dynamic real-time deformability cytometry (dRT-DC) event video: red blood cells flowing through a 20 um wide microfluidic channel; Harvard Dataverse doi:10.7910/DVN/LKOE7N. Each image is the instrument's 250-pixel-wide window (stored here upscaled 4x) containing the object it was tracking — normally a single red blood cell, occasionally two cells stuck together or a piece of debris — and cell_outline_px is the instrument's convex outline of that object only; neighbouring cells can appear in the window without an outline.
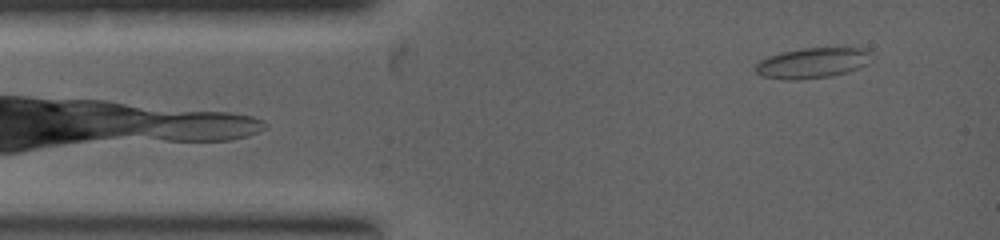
{"species": "common noctule bat (a hibernating species)", "species_latin": "Nyctalus noctula", "temperature_condition": "warm", "stored_images_in_passage": 8, "camera_frame_rate_fps": 5000, "um_per_image_px": 0.085, "animal": {"sex": "female", "body_mass_g": 19.0, "forearm_length_mm": 53.3}, "frame": {"image": 1, "passage_image": 2, "time_ms": 0.6, "image_size_px": [1000, 240], "cell_outline_px": [[872, 52], [864, 64], [848, 72], [832, 76], [796, 80], [784, 80], [760, 76], [756, 72], [756, 64], [760, 60], [768, 56], [780, 52], [804, 48], [864, 48]], "centroid_in_image_um": [68.99, 5.36], "position_along_channel_um": 16.0, "area_um2": 20.46}}
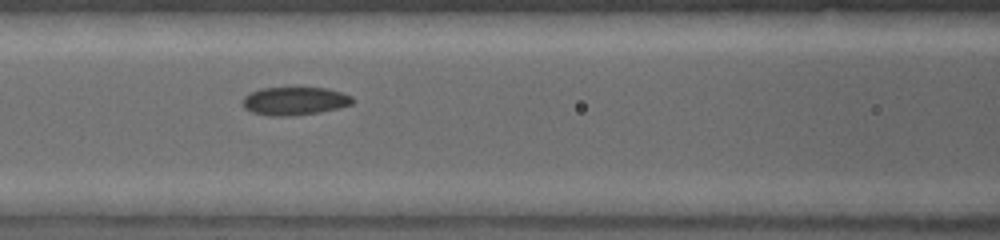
{"frame": {"image": 2, "passage_image": 7, "time_ms": 3.2, "image_size_px": [1000, 240], "cell_outline_px": [[356, 100], [352, 104], [340, 108], [320, 112], [292, 116], [268, 116], [252, 112], [244, 108], [240, 104], [240, 100], [244, 96], [260, 88], [328, 88], [352, 96]], "centroid_in_image_um": [25.03, 8.6], "position_along_channel_um": 141.6, "area_um2": 18.32}}
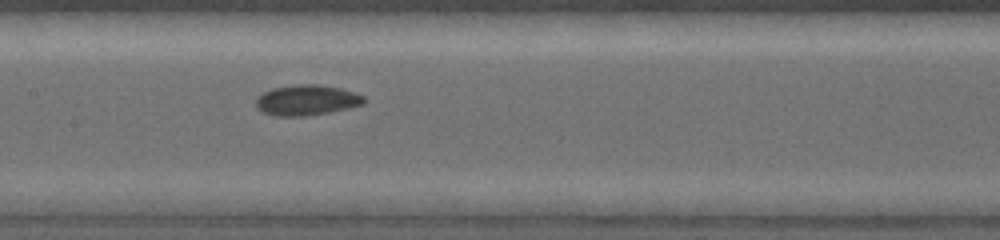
{"frame": {"image": 3, "passage_image": 8, "time_ms": 3.8, "image_size_px": [1000, 240], "cell_outline_px": [[364, 104], [348, 108], [328, 112], [304, 116], [272, 116], [260, 112], [256, 108], [256, 96], [272, 88], [296, 84], [320, 84], [340, 88], [356, 92], [364, 96]], "centroid_in_image_um": [26.03, 8.51], "position_along_channel_um": 181.4, "area_um2": 19.42}}